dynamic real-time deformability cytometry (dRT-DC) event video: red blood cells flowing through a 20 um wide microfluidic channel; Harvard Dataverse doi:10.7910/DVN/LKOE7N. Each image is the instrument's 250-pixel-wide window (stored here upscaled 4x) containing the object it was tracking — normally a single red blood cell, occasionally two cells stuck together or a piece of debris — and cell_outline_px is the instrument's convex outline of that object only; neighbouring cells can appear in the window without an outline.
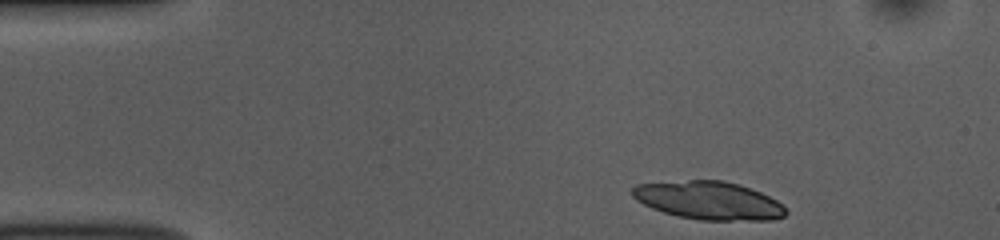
{"species": "common noctule bat (a hibernating species)", "species_latin": "Nyctalus noctula", "temperature_condition": "room temperature", "stored_images_in_passage": 14, "camera_frame_rate_fps": 3000, "um_per_image_px": 0.085, "animal": {"sex": "female", "body_mass_g": 10.0, "forearm_length_mm": 53.1}, "frame": {"image": 1, "passage_image": 1, "time_ms": 0.0, "image_size_px": [1000, 240], "cell_outline_px": [[788, 212], [784, 216], [772, 220], [700, 220], [676, 216], [652, 208], [636, 200], [632, 196], [632, 188], [636, 184], [688, 180], [724, 180], [740, 184], [752, 188], [776, 200]], "centroid_in_image_um": [60.24, 17.03], "position_along_channel_um": 24.8, "area_um2": 34.16}}